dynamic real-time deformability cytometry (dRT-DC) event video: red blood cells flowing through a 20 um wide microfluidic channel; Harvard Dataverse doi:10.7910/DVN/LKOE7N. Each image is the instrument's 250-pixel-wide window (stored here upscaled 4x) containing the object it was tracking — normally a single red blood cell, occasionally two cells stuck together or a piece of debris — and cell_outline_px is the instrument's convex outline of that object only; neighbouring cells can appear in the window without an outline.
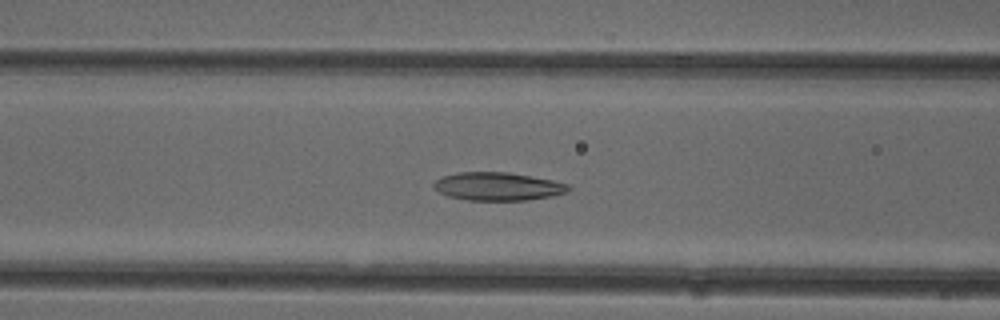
{"species": "common noctule bat (a hibernating species)", "species_latin": "Nyctalus noctula", "temperature_condition": "cold", "stored_images_in_passage": 52, "camera_frame_rate_fps": 3000, "um_per_image_px": 0.085, "animal": {"sex": "female"}, "frame": {"image": 1, "passage_image": 21, "time_ms": 6.667, "image_size_px": [1000, 320], "cell_outline_px": [[572, 188], [568, 192], [552, 196], [528, 200], [468, 200], [448, 196], [432, 188], [432, 184], [436, 180], [444, 176], [456, 172], [508, 172], [552, 180], [568, 184]], "centroid_in_image_um": [42.32, 15.84], "position_along_channel_um": 124.3, "area_um2": 22.14}}
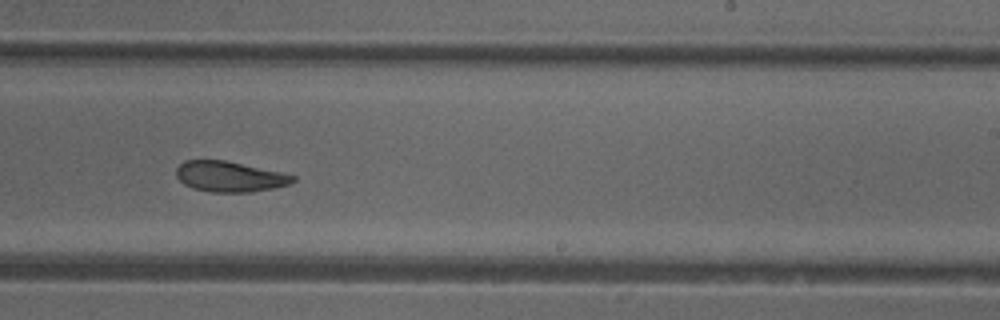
{"frame": {"image": 2, "passage_image": 32, "time_ms": 10.333, "image_size_px": [1000, 320], "cell_outline_px": [[296, 180], [288, 184], [272, 188], [252, 192], [212, 192], [192, 188], [184, 184], [176, 176], [176, 168], [184, 160], [224, 160], [280, 172], [296, 176]], "centroid_in_image_um": [19.49, 15.01], "position_along_channel_um": 269.5, "area_um2": 20.58}}
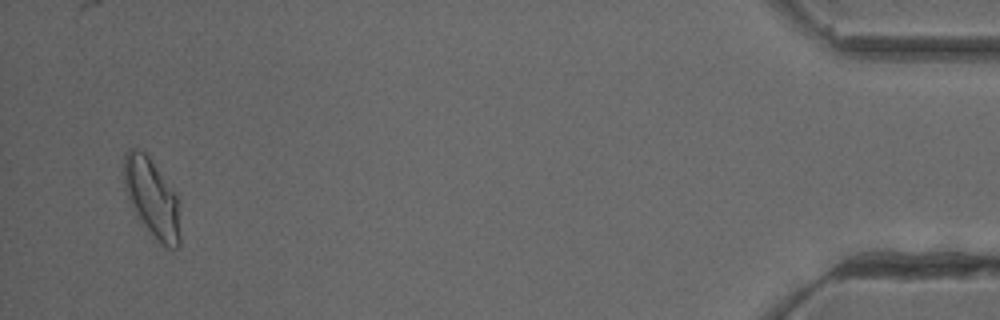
{"frame": {"image": 3, "passage_image": 50, "time_ms": 16.333, "image_size_px": [1000, 320], "cell_outline_px": [[180, 248], [168, 248], [160, 244], [144, 224], [136, 212], [124, 188], [124, 152], [128, 148], [136, 148], [144, 152], [148, 156], [176, 192], [180, 236]], "centroid_in_image_um": [12.92, 16.8], "position_along_channel_um": 422.3, "area_um2": 25.32}, "authors_computed_cell_mechanics": {"area_um2": 22.6576, "velocity_mm_per_s": 3.9758, "shape_relaxation_time_tau1_ms": 7.3846, "shape_relaxation_time_tau2_ms": 3.9568, "deformation_change_tau1": 0.1605, "deformation_change_tau2": 0.098}}